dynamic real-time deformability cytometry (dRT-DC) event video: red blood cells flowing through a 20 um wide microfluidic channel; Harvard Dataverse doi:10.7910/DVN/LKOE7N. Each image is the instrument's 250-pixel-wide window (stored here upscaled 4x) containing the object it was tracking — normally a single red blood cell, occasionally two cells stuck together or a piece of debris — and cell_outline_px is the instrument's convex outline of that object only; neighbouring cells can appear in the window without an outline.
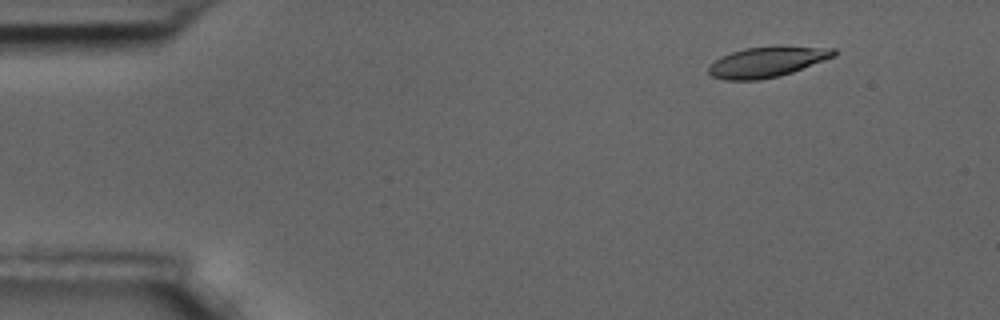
{"species": "common noctule bat (a hibernating species)", "species_latin": "Nyctalus noctula", "temperature_condition": "room temperature", "stored_images_in_passage": 59, "camera_frame_rate_fps": 3000, "um_per_image_px": 0.085, "animal": {"sex": "male", "body_mass_g": 17.5, "forearm_length_mm": 52.3}, "frame": {"image": 1, "passage_image": 7, "time_ms": 2.0, "image_size_px": [1000, 320], "cell_outline_px": [[836, 56], [792, 72], [780, 76], [760, 80], [724, 80], [712, 76], [708, 72], [708, 64], [720, 56], [744, 48], [836, 48]], "centroid_in_image_um": [65.12, 5.31], "position_along_channel_um": 19.9, "area_um2": 21.62}}
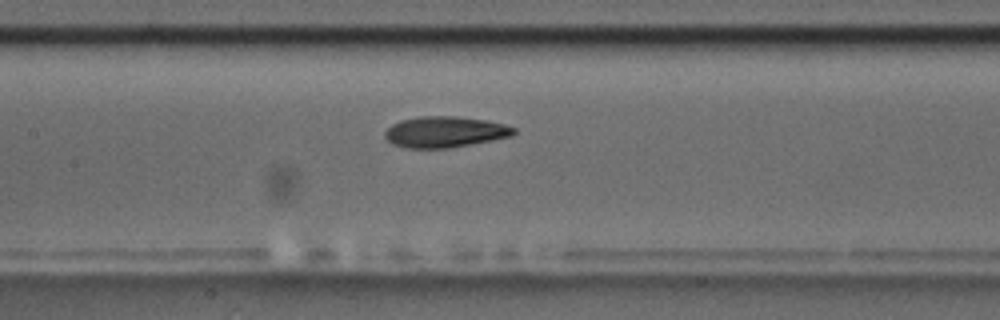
{"frame": {"image": 2, "passage_image": 28, "time_ms": 9.0, "image_size_px": [1000, 320], "cell_outline_px": [[516, 132], [512, 136], [452, 148], [408, 148], [392, 144], [384, 136], [384, 132], [392, 124], [400, 120], [420, 116], [456, 116], [484, 120], [504, 124], [516, 128]], "centroid_in_image_um": [37.81, 11.21], "position_along_channel_um": 169.6, "area_um2": 23.35}}
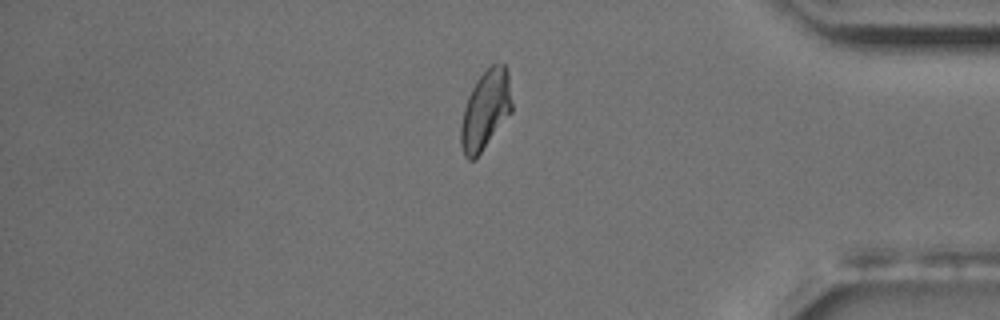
{"frame": {"image": 3, "passage_image": 50, "time_ms": 16.333, "image_size_px": [1000, 320], "cell_outline_px": [[512, 112], [480, 152], [472, 160], [468, 160], [464, 156], [460, 144], [460, 124], [464, 108], [468, 96], [476, 80], [492, 64], [504, 64], [508, 72], [512, 104]], "centroid_in_image_um": [41.25, 9.35], "position_along_channel_um": 393.9, "area_um2": 23.29}, "authors_computed_cell_mechanics": {"area_um2": 23.0044, "velocity_mm_per_s": 3.4263, "shape_relaxation_time_tau1_ms": 4.5566, "shape_relaxation_time_tau2_ms": 2.1935, "deformation_change_tau1": 0.1426, "deformation_change_tau2": 0.0782}}